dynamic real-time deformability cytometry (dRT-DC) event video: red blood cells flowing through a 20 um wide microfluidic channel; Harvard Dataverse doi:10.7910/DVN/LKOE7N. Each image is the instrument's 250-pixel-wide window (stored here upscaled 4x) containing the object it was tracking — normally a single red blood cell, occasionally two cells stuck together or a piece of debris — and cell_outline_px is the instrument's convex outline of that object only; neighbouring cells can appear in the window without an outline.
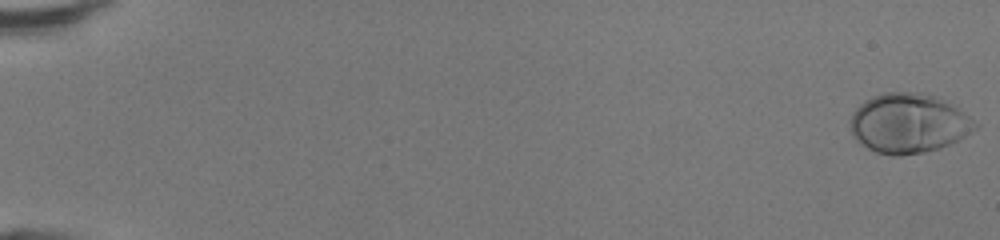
{"species": "human", "species_latin": "Homo sapiens", "temperature_condition": "room temperature", "stored_images_in_passage": 49, "camera_frame_rate_fps": 3000, "um_per_image_px": 0.085, "donor": {"sex": "female"}, "frame": {"image": 1, "passage_image": 1, "time_ms": 0.0, "image_size_px": [1000, 240], "cell_outline_px": [[980, 124], [972, 132], [940, 148], [924, 152], [900, 156], [892, 156], [876, 152], [860, 144], [852, 136], [852, 112], [864, 100], [872, 96], [884, 92], [920, 92], [936, 96], [956, 108]], "centroid_in_image_um": [77.2, 10.48], "position_along_channel_um": 7.8, "area_um2": 43.18}}
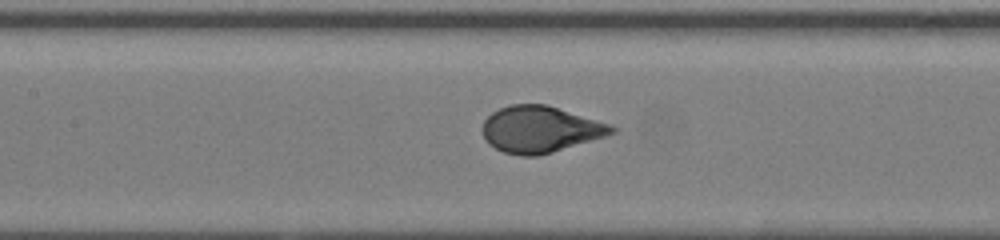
{"frame": {"image": 2, "passage_image": 25, "time_ms": 8.0, "image_size_px": [1000, 240], "cell_outline_px": [[616, 132], [604, 136], [552, 152], [536, 156], [520, 156], [504, 152], [488, 144], [480, 128], [484, 120], [492, 112], [500, 108], [512, 104], [548, 104], [612, 124], [616, 128]], "centroid_in_image_um": [45.9, 10.98], "position_along_channel_um": 161.5, "area_um2": 35.08}}
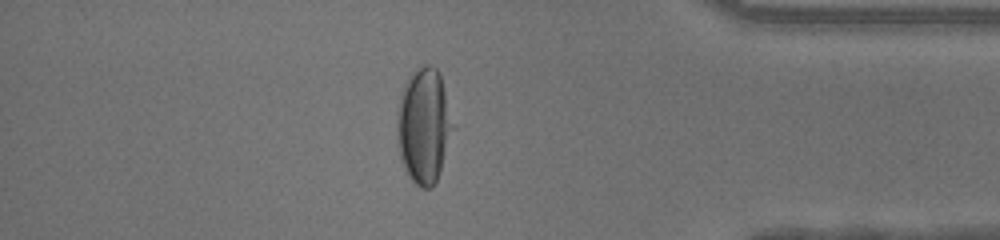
{"frame": {"image": 3, "passage_image": 43, "time_ms": 14.0, "image_size_px": [1000, 240], "cell_outline_px": [[456, 128], [440, 172], [432, 188], [420, 188], [408, 176], [404, 168], [396, 144], [396, 112], [400, 92], [408, 76], [412, 72], [424, 64], [428, 64], [436, 68], [440, 72]], "centroid_in_image_um": [36.03, 10.67], "position_along_channel_um": 399.2, "area_um2": 38.73}}